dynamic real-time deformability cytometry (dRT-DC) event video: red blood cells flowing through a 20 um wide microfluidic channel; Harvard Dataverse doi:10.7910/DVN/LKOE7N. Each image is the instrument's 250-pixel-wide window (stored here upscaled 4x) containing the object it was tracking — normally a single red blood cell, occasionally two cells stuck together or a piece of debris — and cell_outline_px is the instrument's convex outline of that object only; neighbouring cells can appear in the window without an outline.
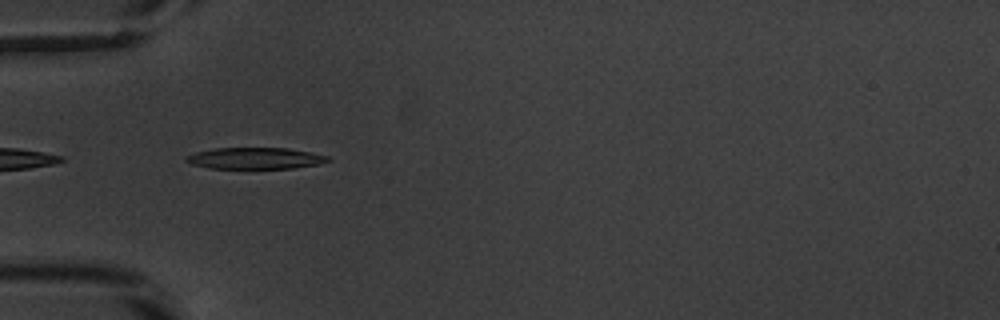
{"species": "common noctule bat (a hibernating species)", "species_latin": "Nyctalus noctula", "temperature_condition": "warm", "stored_images_in_passage": 18, "camera_frame_rate_fps": 3000, "um_per_image_px": 0.085, "animal": {"sex": "male", "body_mass_g": 20.1, "forearm_length_mm": 53.5}, "frame": {"image": 1, "passage_image": 11, "time_ms": 3.333, "image_size_px": [1000, 320], "cell_outline_px": [[332, 160], [320, 164], [292, 168], [208, 168], [192, 164], [184, 160], [184, 156], [196, 152], [212, 148], [288, 148], [312, 152], [328, 156]], "centroid_in_image_um": [21.69, 13.45], "position_along_channel_um": 63.3, "area_um2": 17.8}}